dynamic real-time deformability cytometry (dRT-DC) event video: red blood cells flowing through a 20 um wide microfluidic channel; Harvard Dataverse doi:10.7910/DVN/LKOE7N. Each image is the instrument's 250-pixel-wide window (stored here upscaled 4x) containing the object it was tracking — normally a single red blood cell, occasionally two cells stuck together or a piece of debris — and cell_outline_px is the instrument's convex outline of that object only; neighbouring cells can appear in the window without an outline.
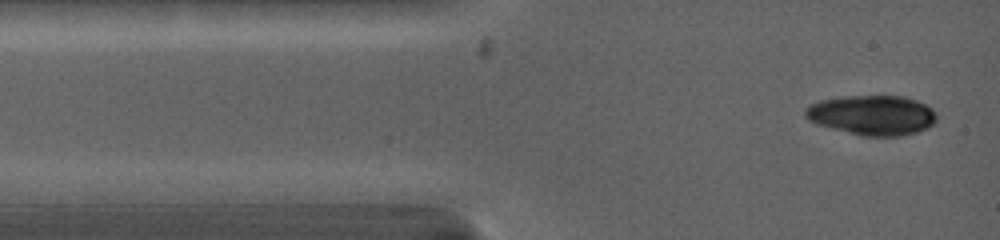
{"species": "common noctule bat (a hibernating species)", "species_latin": "Nyctalus noctula", "temperature_condition": "warm", "stored_images_in_passage": 6, "camera_frame_rate_fps": 5000, "um_per_image_px": 0.085, "animal": {"sex": "female", "body_mass_g": 19.0, "forearm_length_mm": 53.3}, "frame": {"image": 1, "passage_image": 1, "time_ms": 0.0, "image_size_px": [1000, 240], "cell_outline_px": [[936, 120], [928, 128], [916, 132], [900, 136], [860, 136], [816, 124], [808, 120], [804, 116], [804, 108], [808, 104], [820, 100], [844, 96], [904, 96], [916, 100], [932, 108], [936, 112]], "centroid_in_image_um": [74.1, 9.79], "position_along_channel_um": 10.9, "area_um2": 30.81}}